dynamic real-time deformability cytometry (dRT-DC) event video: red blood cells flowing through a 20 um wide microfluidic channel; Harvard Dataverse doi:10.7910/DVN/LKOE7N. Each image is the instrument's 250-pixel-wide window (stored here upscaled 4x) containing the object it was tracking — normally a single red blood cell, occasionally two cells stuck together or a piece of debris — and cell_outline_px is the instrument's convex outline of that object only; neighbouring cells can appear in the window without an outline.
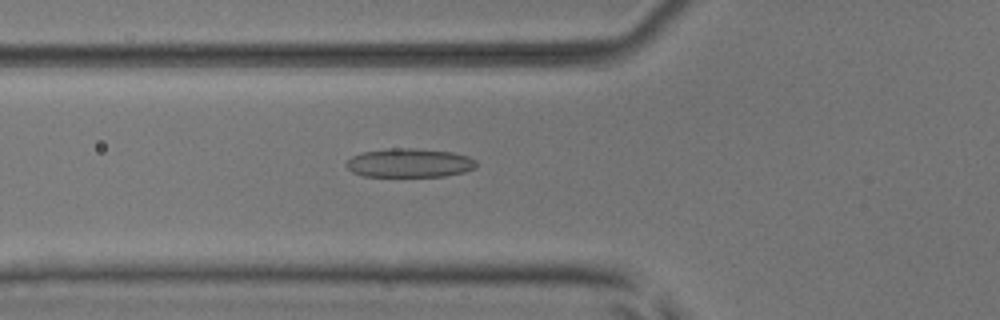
{"species": "common noctule bat (a hibernating species)", "species_latin": "Nyctalus noctula", "temperature_condition": "room temperature", "stored_images_in_passage": 31, "camera_frame_rate_fps": 3000, "um_per_image_px": 0.085, "animal": {"sex": "male", "body_mass_g": 17.9, "forearm_length_mm": 54.2}, "frame": {"image": 1, "passage_image": 10, "time_ms": 3.0, "image_size_px": [1000, 320], "cell_outline_px": [[476, 168], [464, 172], [444, 176], [364, 176], [352, 172], [344, 164], [352, 156], [360, 152], [384, 148], [412, 148], [452, 152], [468, 156], [476, 160]], "centroid_in_image_um": [34.78, 13.84], "position_along_channel_um": 91.0, "area_um2": 22.02}}
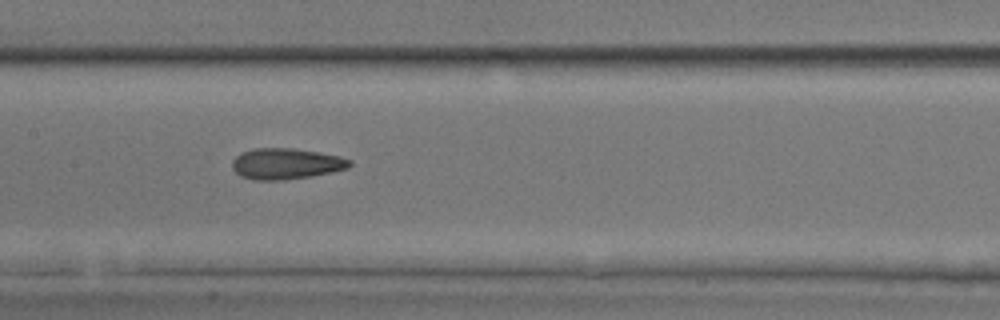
{"frame": {"image": 2, "passage_image": 17, "time_ms": 5.333, "image_size_px": [1000, 320], "cell_outline_px": [[352, 164], [348, 168], [332, 172], [312, 176], [284, 180], [252, 180], [240, 176], [232, 168], [232, 160], [240, 152], [252, 148], [292, 148], [320, 152], [340, 156], [352, 160]], "centroid_in_image_um": [24.3, 13.91], "position_along_channel_um": 183.1, "area_um2": 21.5}}
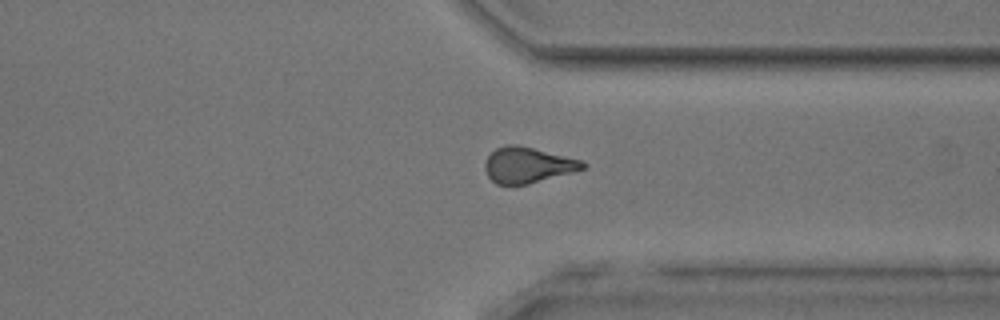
{"frame": {"image": 3, "passage_image": 31, "time_ms": 10.0, "image_size_px": [1000, 320], "cell_outline_px": [[588, 164], [584, 168], [572, 172], [528, 184], [496, 184], [488, 176], [484, 168], [484, 164], [488, 156], [496, 148], [504, 144], [516, 144], [580, 160]], "centroid_in_image_um": [44.81, 14.02], "position_along_channel_um": 366.6, "area_um2": 20.06}, "authors_computed_cell_mechanics": {"area_um2": 21.3282, "velocity_mm_per_s": 3.9319, "shape_relaxation_time_tau1_ms": 5.3894, "shape_relaxation_time_tau2_ms": 3.6021, "deformation_change_tau1": 0.135, "deformation_change_tau2": 0.1333}}